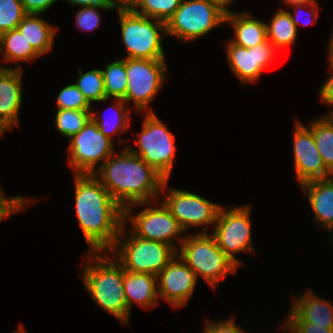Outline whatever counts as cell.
Wrapping results in <instances>:
<instances>
[{
    "mask_svg": "<svg viewBox=\"0 0 333 333\" xmlns=\"http://www.w3.org/2000/svg\"><path fill=\"white\" fill-rule=\"evenodd\" d=\"M75 212L87 252H108L124 223V209L93 174H73Z\"/></svg>",
    "mask_w": 333,
    "mask_h": 333,
    "instance_id": "6da1fadb",
    "label": "cell"
},
{
    "mask_svg": "<svg viewBox=\"0 0 333 333\" xmlns=\"http://www.w3.org/2000/svg\"><path fill=\"white\" fill-rule=\"evenodd\" d=\"M93 175L123 208L160 199L165 179L126 147L112 154Z\"/></svg>",
    "mask_w": 333,
    "mask_h": 333,
    "instance_id": "7a4b0ae2",
    "label": "cell"
},
{
    "mask_svg": "<svg viewBox=\"0 0 333 333\" xmlns=\"http://www.w3.org/2000/svg\"><path fill=\"white\" fill-rule=\"evenodd\" d=\"M85 253L81 277L86 291L98 307L128 325L123 267L109 252Z\"/></svg>",
    "mask_w": 333,
    "mask_h": 333,
    "instance_id": "3957f363",
    "label": "cell"
},
{
    "mask_svg": "<svg viewBox=\"0 0 333 333\" xmlns=\"http://www.w3.org/2000/svg\"><path fill=\"white\" fill-rule=\"evenodd\" d=\"M177 254L193 270L197 279L203 278L213 290L218 288L226 275H235L239 269L219 248L209 231L186 234Z\"/></svg>",
    "mask_w": 333,
    "mask_h": 333,
    "instance_id": "277c9868",
    "label": "cell"
},
{
    "mask_svg": "<svg viewBox=\"0 0 333 333\" xmlns=\"http://www.w3.org/2000/svg\"><path fill=\"white\" fill-rule=\"evenodd\" d=\"M136 206L143 208L135 212L134 208ZM123 224L130 228L129 230L135 236L144 240L165 243L172 246L176 251L180 248L187 234L169 208L160 199L127 206L124 209Z\"/></svg>",
    "mask_w": 333,
    "mask_h": 333,
    "instance_id": "5b68a950",
    "label": "cell"
},
{
    "mask_svg": "<svg viewBox=\"0 0 333 333\" xmlns=\"http://www.w3.org/2000/svg\"><path fill=\"white\" fill-rule=\"evenodd\" d=\"M143 114L141 130L132 136L137 147H130L129 143L123 147L141 157L165 180H170L177 151L175 136L155 112Z\"/></svg>",
    "mask_w": 333,
    "mask_h": 333,
    "instance_id": "8992f818",
    "label": "cell"
},
{
    "mask_svg": "<svg viewBox=\"0 0 333 333\" xmlns=\"http://www.w3.org/2000/svg\"><path fill=\"white\" fill-rule=\"evenodd\" d=\"M127 272L157 275L174 258L170 245L135 236L124 224L114 246L108 251Z\"/></svg>",
    "mask_w": 333,
    "mask_h": 333,
    "instance_id": "52a82bcc",
    "label": "cell"
},
{
    "mask_svg": "<svg viewBox=\"0 0 333 333\" xmlns=\"http://www.w3.org/2000/svg\"><path fill=\"white\" fill-rule=\"evenodd\" d=\"M121 40L127 54L123 58L166 60L163 40L166 23L134 11H118Z\"/></svg>",
    "mask_w": 333,
    "mask_h": 333,
    "instance_id": "ba28073f",
    "label": "cell"
},
{
    "mask_svg": "<svg viewBox=\"0 0 333 333\" xmlns=\"http://www.w3.org/2000/svg\"><path fill=\"white\" fill-rule=\"evenodd\" d=\"M225 16L226 11L211 0H183L166 23V35L193 42L226 24Z\"/></svg>",
    "mask_w": 333,
    "mask_h": 333,
    "instance_id": "9c48e42d",
    "label": "cell"
},
{
    "mask_svg": "<svg viewBox=\"0 0 333 333\" xmlns=\"http://www.w3.org/2000/svg\"><path fill=\"white\" fill-rule=\"evenodd\" d=\"M252 205L221 206L211 234L219 248L238 267L244 265L237 255L255 253L253 246L251 212Z\"/></svg>",
    "mask_w": 333,
    "mask_h": 333,
    "instance_id": "30bf717a",
    "label": "cell"
},
{
    "mask_svg": "<svg viewBox=\"0 0 333 333\" xmlns=\"http://www.w3.org/2000/svg\"><path fill=\"white\" fill-rule=\"evenodd\" d=\"M127 92L123 99L133 102L136 114L156 112L150 107L168 77L166 60L126 58Z\"/></svg>",
    "mask_w": 333,
    "mask_h": 333,
    "instance_id": "8fae6325",
    "label": "cell"
},
{
    "mask_svg": "<svg viewBox=\"0 0 333 333\" xmlns=\"http://www.w3.org/2000/svg\"><path fill=\"white\" fill-rule=\"evenodd\" d=\"M168 182L169 180H165L163 183L161 196L163 194L164 196L160 199L169 208L184 231L187 234L191 233V227H201L202 230L197 233H206L208 226L213 229L222 205L191 191L168 188Z\"/></svg>",
    "mask_w": 333,
    "mask_h": 333,
    "instance_id": "7c38bea8",
    "label": "cell"
},
{
    "mask_svg": "<svg viewBox=\"0 0 333 333\" xmlns=\"http://www.w3.org/2000/svg\"><path fill=\"white\" fill-rule=\"evenodd\" d=\"M68 164L73 174H93L115 151L114 141L106 137L90 119L68 140Z\"/></svg>",
    "mask_w": 333,
    "mask_h": 333,
    "instance_id": "4fadbf2b",
    "label": "cell"
},
{
    "mask_svg": "<svg viewBox=\"0 0 333 333\" xmlns=\"http://www.w3.org/2000/svg\"><path fill=\"white\" fill-rule=\"evenodd\" d=\"M225 43L228 68L243 86L258 82L279 52L268 40L249 49L233 44L229 39Z\"/></svg>",
    "mask_w": 333,
    "mask_h": 333,
    "instance_id": "5bb4252c",
    "label": "cell"
},
{
    "mask_svg": "<svg viewBox=\"0 0 333 333\" xmlns=\"http://www.w3.org/2000/svg\"><path fill=\"white\" fill-rule=\"evenodd\" d=\"M292 138L294 172L299 185L333 176L323 162L312 131L296 118L293 123Z\"/></svg>",
    "mask_w": 333,
    "mask_h": 333,
    "instance_id": "9a60e30c",
    "label": "cell"
},
{
    "mask_svg": "<svg viewBox=\"0 0 333 333\" xmlns=\"http://www.w3.org/2000/svg\"><path fill=\"white\" fill-rule=\"evenodd\" d=\"M156 276L159 300H165L174 309L189 303L199 283L193 270L178 254Z\"/></svg>",
    "mask_w": 333,
    "mask_h": 333,
    "instance_id": "2e32d148",
    "label": "cell"
},
{
    "mask_svg": "<svg viewBox=\"0 0 333 333\" xmlns=\"http://www.w3.org/2000/svg\"><path fill=\"white\" fill-rule=\"evenodd\" d=\"M23 68H0V136L19 127L23 103Z\"/></svg>",
    "mask_w": 333,
    "mask_h": 333,
    "instance_id": "e0dca14e",
    "label": "cell"
},
{
    "mask_svg": "<svg viewBox=\"0 0 333 333\" xmlns=\"http://www.w3.org/2000/svg\"><path fill=\"white\" fill-rule=\"evenodd\" d=\"M292 297L284 322H309L312 326L333 329V301L319 297L311 288L298 297Z\"/></svg>",
    "mask_w": 333,
    "mask_h": 333,
    "instance_id": "ac0fdd59",
    "label": "cell"
},
{
    "mask_svg": "<svg viewBox=\"0 0 333 333\" xmlns=\"http://www.w3.org/2000/svg\"><path fill=\"white\" fill-rule=\"evenodd\" d=\"M311 207L314 224L326 229L333 239V176L311 180L300 185Z\"/></svg>",
    "mask_w": 333,
    "mask_h": 333,
    "instance_id": "d6986e66",
    "label": "cell"
},
{
    "mask_svg": "<svg viewBox=\"0 0 333 333\" xmlns=\"http://www.w3.org/2000/svg\"><path fill=\"white\" fill-rule=\"evenodd\" d=\"M123 289L128 306V326L133 305L149 310L159 304L156 275L124 270Z\"/></svg>",
    "mask_w": 333,
    "mask_h": 333,
    "instance_id": "ffe728a7",
    "label": "cell"
},
{
    "mask_svg": "<svg viewBox=\"0 0 333 333\" xmlns=\"http://www.w3.org/2000/svg\"><path fill=\"white\" fill-rule=\"evenodd\" d=\"M225 23L232 26L234 31L230 41L245 48H253L267 41L266 22L254 18L250 12H226Z\"/></svg>",
    "mask_w": 333,
    "mask_h": 333,
    "instance_id": "44dd1931",
    "label": "cell"
},
{
    "mask_svg": "<svg viewBox=\"0 0 333 333\" xmlns=\"http://www.w3.org/2000/svg\"><path fill=\"white\" fill-rule=\"evenodd\" d=\"M17 29L42 58L51 53L58 28L41 15L27 14Z\"/></svg>",
    "mask_w": 333,
    "mask_h": 333,
    "instance_id": "7402d4cb",
    "label": "cell"
},
{
    "mask_svg": "<svg viewBox=\"0 0 333 333\" xmlns=\"http://www.w3.org/2000/svg\"><path fill=\"white\" fill-rule=\"evenodd\" d=\"M113 104H111L108 108H105L101 114L98 112L91 111V119L96 123L98 129L112 141L113 137L116 135L118 137V142L122 145V143L127 145L128 140L123 139L120 135L125 134L127 130L130 129L131 126V116H130V108H128L126 102L122 99H113ZM112 109L113 113L108 112V117L105 112ZM104 114V115H103ZM106 115V116H105ZM121 137V138H120ZM127 142V143H126Z\"/></svg>",
    "mask_w": 333,
    "mask_h": 333,
    "instance_id": "603a6c76",
    "label": "cell"
},
{
    "mask_svg": "<svg viewBox=\"0 0 333 333\" xmlns=\"http://www.w3.org/2000/svg\"><path fill=\"white\" fill-rule=\"evenodd\" d=\"M41 57L17 28L0 35V58L4 62L0 68H22L20 64L12 67L5 63H33Z\"/></svg>",
    "mask_w": 333,
    "mask_h": 333,
    "instance_id": "cb8c5ba5",
    "label": "cell"
},
{
    "mask_svg": "<svg viewBox=\"0 0 333 333\" xmlns=\"http://www.w3.org/2000/svg\"><path fill=\"white\" fill-rule=\"evenodd\" d=\"M267 40L279 51V49L293 46L297 43L298 30L292 22L288 9H277L269 23L266 21Z\"/></svg>",
    "mask_w": 333,
    "mask_h": 333,
    "instance_id": "d4e9b609",
    "label": "cell"
},
{
    "mask_svg": "<svg viewBox=\"0 0 333 333\" xmlns=\"http://www.w3.org/2000/svg\"><path fill=\"white\" fill-rule=\"evenodd\" d=\"M102 70L106 99H124L127 92L126 58L106 62Z\"/></svg>",
    "mask_w": 333,
    "mask_h": 333,
    "instance_id": "484cf974",
    "label": "cell"
},
{
    "mask_svg": "<svg viewBox=\"0 0 333 333\" xmlns=\"http://www.w3.org/2000/svg\"><path fill=\"white\" fill-rule=\"evenodd\" d=\"M78 73L79 77L74 84L91 106L94 102L100 104V102L106 103L109 100L106 99L103 74L100 68L83 73L81 68L78 67Z\"/></svg>",
    "mask_w": 333,
    "mask_h": 333,
    "instance_id": "4316f807",
    "label": "cell"
},
{
    "mask_svg": "<svg viewBox=\"0 0 333 333\" xmlns=\"http://www.w3.org/2000/svg\"><path fill=\"white\" fill-rule=\"evenodd\" d=\"M308 124L323 162L333 174V127L322 117L315 118Z\"/></svg>",
    "mask_w": 333,
    "mask_h": 333,
    "instance_id": "83f0119b",
    "label": "cell"
},
{
    "mask_svg": "<svg viewBox=\"0 0 333 333\" xmlns=\"http://www.w3.org/2000/svg\"><path fill=\"white\" fill-rule=\"evenodd\" d=\"M92 110L57 109L55 129L65 138L76 135L91 119Z\"/></svg>",
    "mask_w": 333,
    "mask_h": 333,
    "instance_id": "f1b7e54d",
    "label": "cell"
},
{
    "mask_svg": "<svg viewBox=\"0 0 333 333\" xmlns=\"http://www.w3.org/2000/svg\"><path fill=\"white\" fill-rule=\"evenodd\" d=\"M182 1L183 0H141L134 12L167 23Z\"/></svg>",
    "mask_w": 333,
    "mask_h": 333,
    "instance_id": "f546056e",
    "label": "cell"
},
{
    "mask_svg": "<svg viewBox=\"0 0 333 333\" xmlns=\"http://www.w3.org/2000/svg\"><path fill=\"white\" fill-rule=\"evenodd\" d=\"M26 15L20 0H0V35L16 29Z\"/></svg>",
    "mask_w": 333,
    "mask_h": 333,
    "instance_id": "4dcf8cb0",
    "label": "cell"
},
{
    "mask_svg": "<svg viewBox=\"0 0 333 333\" xmlns=\"http://www.w3.org/2000/svg\"><path fill=\"white\" fill-rule=\"evenodd\" d=\"M99 10L112 11V7L108 2L102 5L81 7L75 14V24L77 29L85 32H92L101 25V15Z\"/></svg>",
    "mask_w": 333,
    "mask_h": 333,
    "instance_id": "1f68e13d",
    "label": "cell"
},
{
    "mask_svg": "<svg viewBox=\"0 0 333 333\" xmlns=\"http://www.w3.org/2000/svg\"><path fill=\"white\" fill-rule=\"evenodd\" d=\"M57 109L91 110L92 106L85 99L82 92L72 82L64 86L56 98Z\"/></svg>",
    "mask_w": 333,
    "mask_h": 333,
    "instance_id": "d6a6232c",
    "label": "cell"
},
{
    "mask_svg": "<svg viewBox=\"0 0 333 333\" xmlns=\"http://www.w3.org/2000/svg\"><path fill=\"white\" fill-rule=\"evenodd\" d=\"M39 200L38 198L26 197L21 195L6 196L4 188L0 181V223L10 218L15 213H20L28 209L30 205Z\"/></svg>",
    "mask_w": 333,
    "mask_h": 333,
    "instance_id": "836d02e7",
    "label": "cell"
},
{
    "mask_svg": "<svg viewBox=\"0 0 333 333\" xmlns=\"http://www.w3.org/2000/svg\"><path fill=\"white\" fill-rule=\"evenodd\" d=\"M289 9L294 8L292 13L290 10L289 14L291 16L292 22L297 26L303 25L308 26L309 24L313 25L317 22L319 17V2L310 3V4H292L289 5Z\"/></svg>",
    "mask_w": 333,
    "mask_h": 333,
    "instance_id": "e575fe53",
    "label": "cell"
},
{
    "mask_svg": "<svg viewBox=\"0 0 333 333\" xmlns=\"http://www.w3.org/2000/svg\"><path fill=\"white\" fill-rule=\"evenodd\" d=\"M203 333H249L241 328L235 322L234 316L223 319L221 321L206 319L203 325Z\"/></svg>",
    "mask_w": 333,
    "mask_h": 333,
    "instance_id": "d590c367",
    "label": "cell"
},
{
    "mask_svg": "<svg viewBox=\"0 0 333 333\" xmlns=\"http://www.w3.org/2000/svg\"><path fill=\"white\" fill-rule=\"evenodd\" d=\"M26 14L42 15L57 4L58 0H20Z\"/></svg>",
    "mask_w": 333,
    "mask_h": 333,
    "instance_id": "8d00e7d4",
    "label": "cell"
},
{
    "mask_svg": "<svg viewBox=\"0 0 333 333\" xmlns=\"http://www.w3.org/2000/svg\"><path fill=\"white\" fill-rule=\"evenodd\" d=\"M292 333H333L326 326H312L309 322H283Z\"/></svg>",
    "mask_w": 333,
    "mask_h": 333,
    "instance_id": "74e56055",
    "label": "cell"
},
{
    "mask_svg": "<svg viewBox=\"0 0 333 333\" xmlns=\"http://www.w3.org/2000/svg\"><path fill=\"white\" fill-rule=\"evenodd\" d=\"M329 76L319 88V98L325 105H333V63L328 62Z\"/></svg>",
    "mask_w": 333,
    "mask_h": 333,
    "instance_id": "f35d334b",
    "label": "cell"
},
{
    "mask_svg": "<svg viewBox=\"0 0 333 333\" xmlns=\"http://www.w3.org/2000/svg\"><path fill=\"white\" fill-rule=\"evenodd\" d=\"M141 0H109L108 3L111 5L114 11H134Z\"/></svg>",
    "mask_w": 333,
    "mask_h": 333,
    "instance_id": "ab89813d",
    "label": "cell"
},
{
    "mask_svg": "<svg viewBox=\"0 0 333 333\" xmlns=\"http://www.w3.org/2000/svg\"><path fill=\"white\" fill-rule=\"evenodd\" d=\"M74 7H86V6H95L102 5L106 1L105 0H63Z\"/></svg>",
    "mask_w": 333,
    "mask_h": 333,
    "instance_id": "60d3db41",
    "label": "cell"
},
{
    "mask_svg": "<svg viewBox=\"0 0 333 333\" xmlns=\"http://www.w3.org/2000/svg\"><path fill=\"white\" fill-rule=\"evenodd\" d=\"M211 1L218 4L226 12L231 11L229 6H232V4L234 3V0H211Z\"/></svg>",
    "mask_w": 333,
    "mask_h": 333,
    "instance_id": "b9f144b4",
    "label": "cell"
},
{
    "mask_svg": "<svg viewBox=\"0 0 333 333\" xmlns=\"http://www.w3.org/2000/svg\"><path fill=\"white\" fill-rule=\"evenodd\" d=\"M279 2H281L282 4H284V6H289L292 4H310V3H314L317 2L316 0H280Z\"/></svg>",
    "mask_w": 333,
    "mask_h": 333,
    "instance_id": "7bdbcfd3",
    "label": "cell"
},
{
    "mask_svg": "<svg viewBox=\"0 0 333 333\" xmlns=\"http://www.w3.org/2000/svg\"><path fill=\"white\" fill-rule=\"evenodd\" d=\"M328 48H327V61L333 63V30L329 38Z\"/></svg>",
    "mask_w": 333,
    "mask_h": 333,
    "instance_id": "ee69618b",
    "label": "cell"
},
{
    "mask_svg": "<svg viewBox=\"0 0 333 333\" xmlns=\"http://www.w3.org/2000/svg\"><path fill=\"white\" fill-rule=\"evenodd\" d=\"M329 107H332V109H329L325 115H322V118L326 120L332 127H333V105H327Z\"/></svg>",
    "mask_w": 333,
    "mask_h": 333,
    "instance_id": "f6af8a7d",
    "label": "cell"
},
{
    "mask_svg": "<svg viewBox=\"0 0 333 333\" xmlns=\"http://www.w3.org/2000/svg\"><path fill=\"white\" fill-rule=\"evenodd\" d=\"M12 333H27L24 326L20 323L16 330H14Z\"/></svg>",
    "mask_w": 333,
    "mask_h": 333,
    "instance_id": "bcb514c9",
    "label": "cell"
},
{
    "mask_svg": "<svg viewBox=\"0 0 333 333\" xmlns=\"http://www.w3.org/2000/svg\"><path fill=\"white\" fill-rule=\"evenodd\" d=\"M280 328L282 331L284 329L283 333H292L283 323H282V325H280Z\"/></svg>",
    "mask_w": 333,
    "mask_h": 333,
    "instance_id": "7dc6e473",
    "label": "cell"
},
{
    "mask_svg": "<svg viewBox=\"0 0 333 333\" xmlns=\"http://www.w3.org/2000/svg\"><path fill=\"white\" fill-rule=\"evenodd\" d=\"M329 246H332L333 245V239L329 241Z\"/></svg>",
    "mask_w": 333,
    "mask_h": 333,
    "instance_id": "c3c4849f",
    "label": "cell"
}]
</instances>
